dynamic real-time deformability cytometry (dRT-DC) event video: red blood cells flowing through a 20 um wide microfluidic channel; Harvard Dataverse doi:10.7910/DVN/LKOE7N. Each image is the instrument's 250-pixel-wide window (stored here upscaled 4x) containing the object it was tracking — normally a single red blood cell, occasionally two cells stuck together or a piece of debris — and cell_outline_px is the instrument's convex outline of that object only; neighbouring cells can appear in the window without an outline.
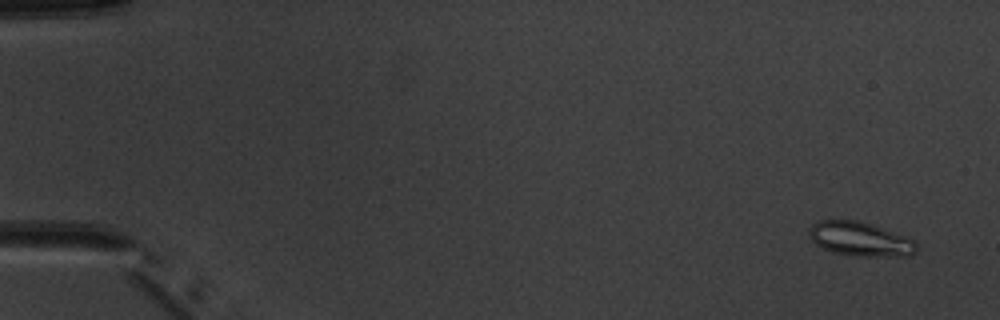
{"species": "common noctule bat (a hibernating species)", "species_latin": "Nyctalus noctula", "temperature_condition": "warm", "stored_images_in_passage": 5, "camera_frame_rate_fps": 3000, "um_per_image_px": 0.085, "animal": {"sex": "male", "body_mass_g": 20.1, "forearm_length_mm": 53.5}, "frame": {"image": 1, "passage_image": 1, "time_ms": 0.0, "image_size_px": [1000, 320], "cell_outline_px": [[916, 252], [912, 256], [852, 256], [832, 252], [816, 244], [808, 236], [808, 228], [812, 224], [820, 220], [860, 220], [872, 224], [916, 240]], "centroid_in_image_um": [73.11, 20.32], "position_along_channel_um": 11.9, "area_um2": 21.62}}
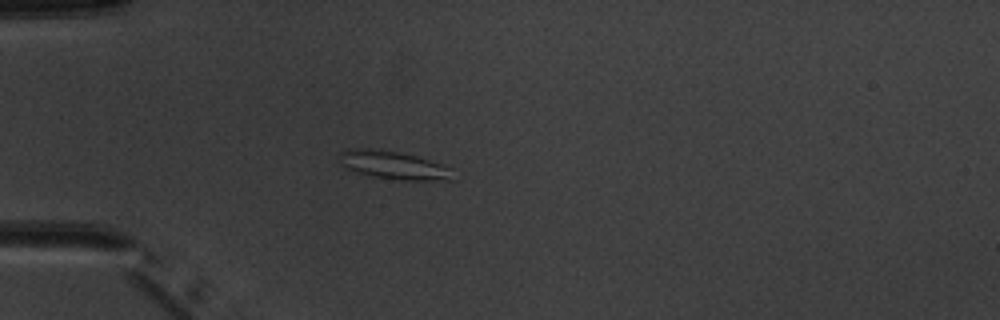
{"frame": {"image": 2, "passage_image": 4, "time_ms": 4.333, "image_size_px": [1000, 320], "cell_outline_px": [[452, 180], [404, 180], [372, 176], [348, 168], [340, 164], [336, 160], [336, 156], [340, 152], [348, 148], [368, 148], [396, 152], [416, 156], [452, 168]], "centroid_in_image_um": [33.39, 14.02], "position_along_channel_um": 51.6, "area_um2": 18.44}}